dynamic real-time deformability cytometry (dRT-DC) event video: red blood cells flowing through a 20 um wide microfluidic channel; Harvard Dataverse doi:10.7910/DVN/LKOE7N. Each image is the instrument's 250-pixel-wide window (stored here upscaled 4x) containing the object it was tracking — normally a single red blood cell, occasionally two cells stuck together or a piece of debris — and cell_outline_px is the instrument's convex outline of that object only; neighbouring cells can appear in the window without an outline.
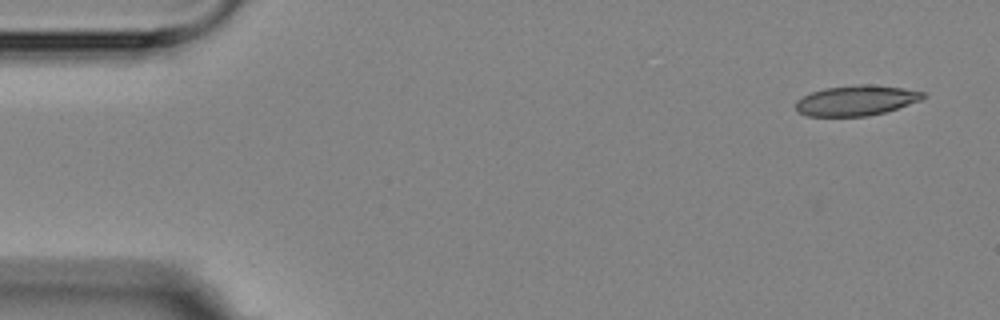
{"species": "Egyptian fruit bat (a non-hibernating species)", "species_latin": "Rousettus aegyptiacus", "temperature_condition": "room temperature", "stored_images_in_passage": 5, "camera_frame_rate_fps": 3000, "um_per_image_px": 0.085, "animal": {"sex": "female"}, "frame": {"image": 1, "passage_image": 1, "time_ms": 0.0, "image_size_px": [1000, 320], "cell_outline_px": [[924, 96], [920, 100], [884, 112], [868, 116], [808, 116], [800, 112], [796, 108], [796, 100], [812, 92], [824, 88], [860, 84], [868, 84], [904, 88], [924, 92]], "centroid_in_image_um": [72.76, 8.53], "position_along_channel_um": 12.2, "area_um2": 22.14}}
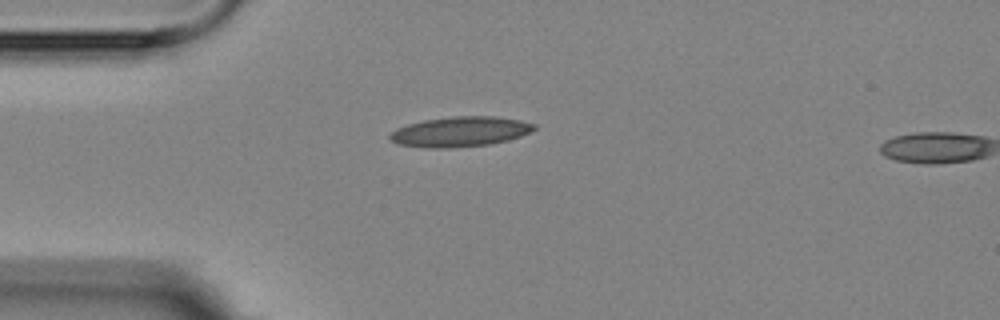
{"frame": {"image": 2, "passage_image": 4, "time_ms": 3.667, "image_size_px": [1000, 320], "cell_outline_px": [[536, 128], [520, 136], [508, 140], [488, 144], [448, 148], [424, 148], [400, 144], [388, 140], [388, 136], [396, 128], [408, 124], [424, 120], [452, 116], [496, 116], [520, 120], [536, 124]], "centroid_in_image_um": [39.08, 11.19], "position_along_channel_um": 45.9, "area_um2": 25.26}}